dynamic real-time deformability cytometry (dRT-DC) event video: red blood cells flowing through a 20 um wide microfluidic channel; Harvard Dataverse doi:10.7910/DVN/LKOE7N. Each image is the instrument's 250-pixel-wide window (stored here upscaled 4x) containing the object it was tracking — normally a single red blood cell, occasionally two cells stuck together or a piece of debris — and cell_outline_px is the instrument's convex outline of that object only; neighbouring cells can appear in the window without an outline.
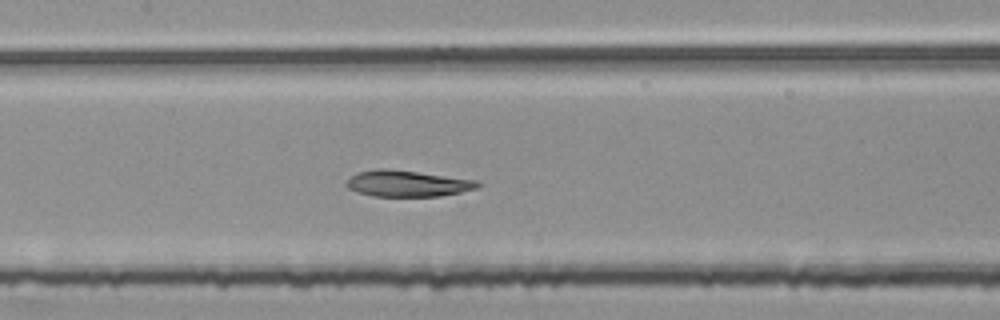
{"species": "common noctule bat (a hibernating species)", "species_latin": "Nyctalus noctula", "temperature_condition": "room temperature", "stored_images_in_passage": 52, "segment_of_instrument_passage": [2, 2], "camera_frame_rate_fps": 3000, "um_per_image_px": 0.085, "animal": {"sex": "female", "body_mass_g": 25.1}, "frame": {"image": 1, "passage_image": 26, "time_ms": 8.333, "image_size_px": [1000, 320], "cell_outline_px": [[480, 188], [440, 196], [372, 196], [356, 192], [348, 188], [344, 184], [356, 172], [376, 168], [384, 168], [416, 172], [476, 180], [480, 184]], "centroid_in_image_um": [34.59, 15.6], "position_along_channel_um": 172.8, "area_um2": 20.0}}
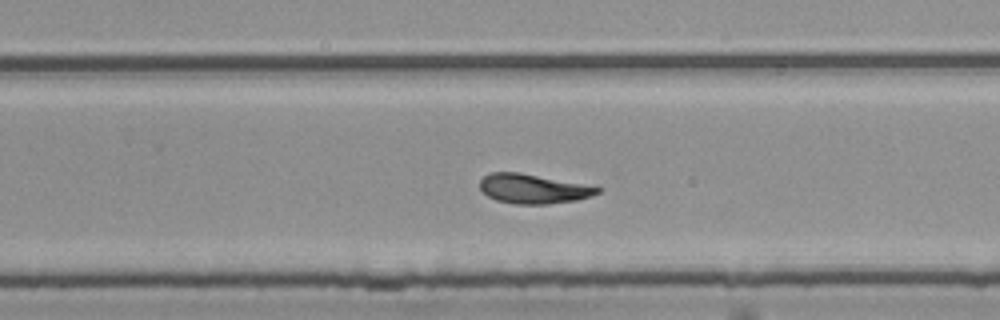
{"frame": {"image": 2, "passage_image": 35, "time_ms": 11.333, "image_size_px": [1000, 320], "cell_outline_px": [[600, 192], [592, 196], [576, 200], [548, 204], [512, 204], [496, 200], [488, 196], [480, 188], [480, 180], [484, 176], [492, 172], [520, 172], [600, 188]], "centroid_in_image_um": [45.27, 16.05], "position_along_channel_um": 284.5, "area_um2": 19.88}}
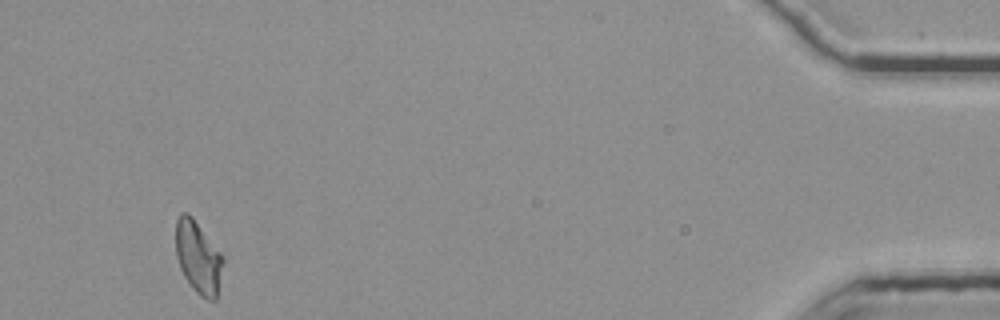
{"frame": {"image": 3, "passage_image": 52, "time_ms": 17.0, "image_size_px": [1000, 320], "cell_outline_px": [[224, 260], [216, 300], [208, 300], [200, 296], [192, 288], [184, 276], [180, 268], [176, 256], [176, 220], [180, 212], [188, 212], [192, 216], [224, 256]], "centroid_in_image_um": [16.84, 21.86], "position_along_channel_um": 418.4, "area_um2": 20.11}}